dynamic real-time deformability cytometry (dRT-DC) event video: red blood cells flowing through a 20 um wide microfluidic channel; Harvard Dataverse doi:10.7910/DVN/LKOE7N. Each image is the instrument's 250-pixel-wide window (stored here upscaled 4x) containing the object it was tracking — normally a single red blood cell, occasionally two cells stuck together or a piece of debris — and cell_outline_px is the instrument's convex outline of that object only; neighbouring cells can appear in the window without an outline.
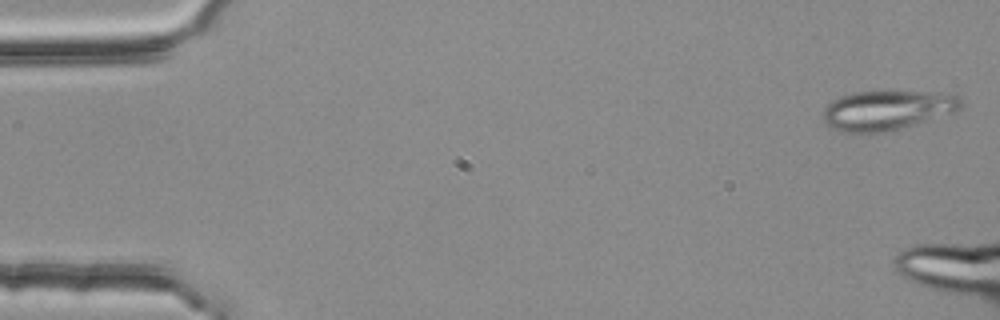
{"species": "common noctule bat (a hibernating species)", "species_latin": "Nyctalus noctula", "temperature_condition": "room temperature", "stored_images_in_passage": 3, "camera_frame_rate_fps": 3000, "um_per_image_px": 0.085, "animal": {"sex": "female", "body_mass_g": 25.1}, "frame": {"image": 1, "passage_image": 1, "time_ms": 0.0, "image_size_px": [1000, 320], "cell_outline_px": [[964, 104], [956, 112], [900, 128], [884, 132], [844, 132], [832, 128], [824, 124], [820, 116], [820, 112], [832, 100], [840, 96], [856, 92], [952, 92], [960, 96]], "centroid_in_image_um": [75.41, 9.36], "position_along_channel_um": 9.6, "area_um2": 32.14}}